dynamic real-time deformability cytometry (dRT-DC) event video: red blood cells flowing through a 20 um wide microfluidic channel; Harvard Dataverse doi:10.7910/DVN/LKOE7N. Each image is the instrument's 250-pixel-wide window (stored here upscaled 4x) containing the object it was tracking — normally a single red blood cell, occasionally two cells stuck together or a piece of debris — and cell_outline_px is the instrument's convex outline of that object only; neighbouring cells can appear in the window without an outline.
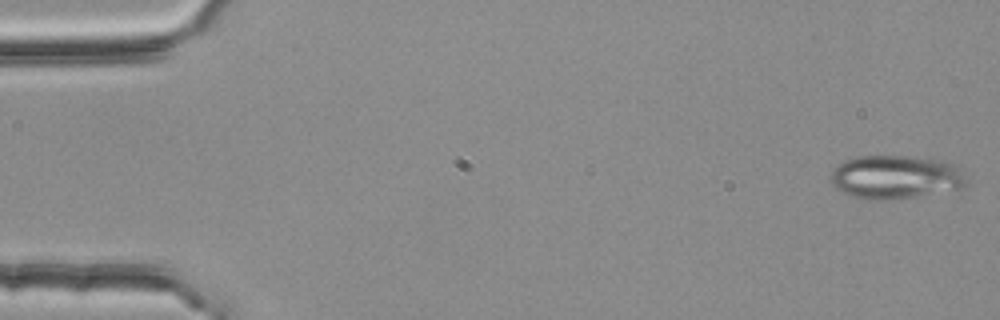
{"species": "common noctule bat (a hibernating species)", "species_latin": "Nyctalus noctula", "temperature_condition": "room temperature", "stored_images_in_passage": 5, "camera_frame_rate_fps": 3000, "um_per_image_px": 0.085, "animal": {"sex": "female", "body_mass_g": 25.1}, "frame": {"image": 1, "passage_image": 1, "time_ms": 0.0, "image_size_px": [1000, 320], "cell_outline_px": [[968, 184], [960, 188], [916, 196], [892, 200], [868, 200], [852, 196], [836, 188], [828, 180], [828, 176], [844, 160], [856, 156], [912, 156], [944, 160], [952, 164], [968, 180]], "centroid_in_image_um": [76.08, 15.05], "position_along_channel_um": 8.9, "area_um2": 34.51}}